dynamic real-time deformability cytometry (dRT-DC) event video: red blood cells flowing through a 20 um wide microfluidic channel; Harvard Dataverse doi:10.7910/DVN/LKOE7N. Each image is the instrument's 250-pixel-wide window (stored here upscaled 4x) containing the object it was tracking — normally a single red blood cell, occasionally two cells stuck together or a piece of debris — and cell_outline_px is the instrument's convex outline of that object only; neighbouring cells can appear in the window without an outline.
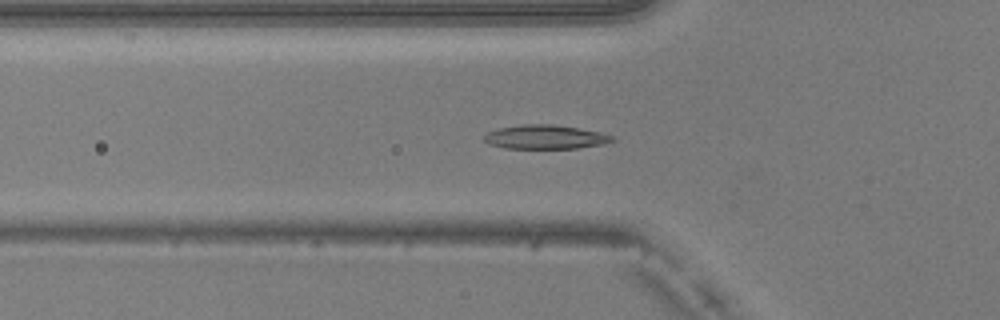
{"species": "common noctule bat (a hibernating species)", "species_latin": "Nyctalus noctula", "temperature_condition": "warm", "stored_images_in_passage": 51, "camera_frame_rate_fps": 3000, "um_per_image_px": 0.085, "animal": {"sex": "male", "body_mass_g": 20.5, "forearm_length_mm": 52.5}, "frame": {"image": 1, "passage_image": 18, "time_ms": 5.667, "image_size_px": [1000, 320], "cell_outline_px": [[616, 140], [604, 144], [576, 148], [504, 148], [488, 144], [484, 140], [484, 136], [488, 132], [500, 128], [524, 124], [552, 124], [600, 132], [612, 136]], "centroid_in_image_um": [46.34, 11.65], "position_along_channel_um": 79.5, "area_um2": 17.74}}
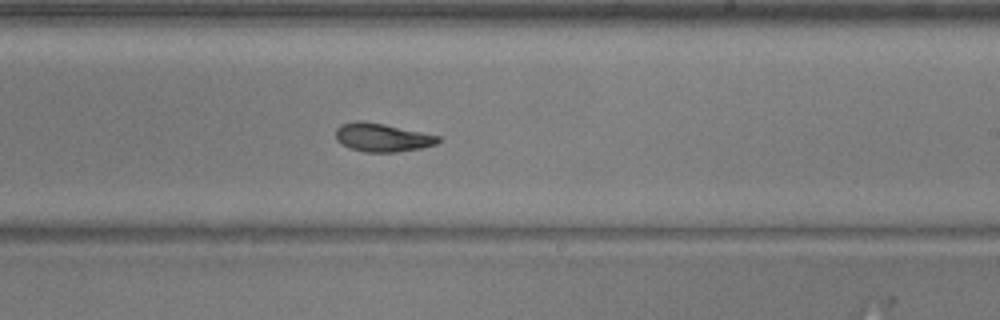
{"frame": {"image": 2, "passage_image": 31, "time_ms": 10.0, "image_size_px": [1000, 320], "cell_outline_px": [[440, 140], [436, 144], [420, 148], [396, 152], [364, 152], [348, 148], [340, 144], [336, 140], [336, 128], [340, 124], [356, 120], [360, 120], [384, 124], [440, 136]], "centroid_in_image_um": [32.43, 11.68], "position_along_channel_um": 256.6, "area_um2": 17.05}}
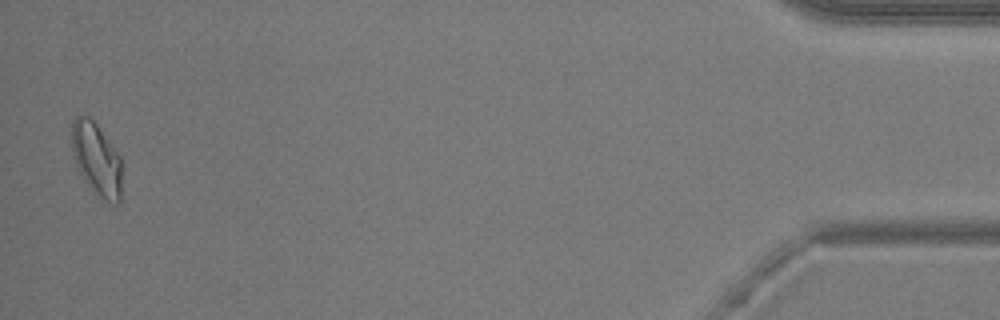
{"frame": {"image": 3, "passage_image": 50, "time_ms": 16.333, "image_size_px": [1000, 320], "cell_outline_px": [[120, 204], [116, 204], [100, 196], [84, 180], [72, 156], [72, 120], [76, 116], [88, 116], [96, 124], [120, 156]], "centroid_in_image_um": [8.18, 13.49], "position_along_channel_um": 427.0, "area_um2": 20.63}, "authors_computed_cell_mechanics": {"area_um2": 17.2822, "velocity_mm_per_s": 4.0687, "shape_relaxation_time_tau1_ms": 5.2084, "shape_relaxation_time_tau2_ms": 2.3411, "deformation_change_tau1": 0.1786, "deformation_change_tau2": 0.0408}}